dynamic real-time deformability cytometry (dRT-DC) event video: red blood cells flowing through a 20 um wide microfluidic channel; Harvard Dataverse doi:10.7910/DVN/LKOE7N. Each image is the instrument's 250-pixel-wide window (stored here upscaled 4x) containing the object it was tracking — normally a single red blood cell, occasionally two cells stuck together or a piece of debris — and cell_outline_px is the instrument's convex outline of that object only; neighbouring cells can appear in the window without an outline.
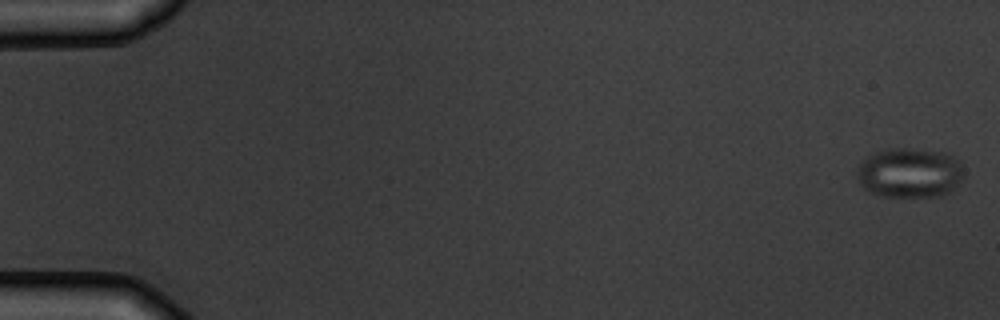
{"species": "common noctule bat (a hibernating species)", "species_latin": "Nyctalus noctula", "temperature_condition": "warm", "stored_images_in_passage": 8, "camera_frame_rate_fps": 3000, "um_per_image_px": 0.085, "animal": {"sex": "male", "body_mass_g": 19.5, "forearm_length_mm": 54.6}, "frame": {"image": 1, "passage_image": 1, "time_ms": 0.0, "image_size_px": [1000, 320], "cell_outline_px": [[964, 176], [960, 184], [948, 192], [940, 196], [880, 196], [864, 188], [860, 184], [856, 176], [856, 168], [860, 160], [872, 152], [888, 148], [904, 148], [948, 152], [960, 160], [964, 172]], "centroid_in_image_um": [77.32, 14.66], "position_along_channel_um": 7.7, "area_um2": 31.73}}